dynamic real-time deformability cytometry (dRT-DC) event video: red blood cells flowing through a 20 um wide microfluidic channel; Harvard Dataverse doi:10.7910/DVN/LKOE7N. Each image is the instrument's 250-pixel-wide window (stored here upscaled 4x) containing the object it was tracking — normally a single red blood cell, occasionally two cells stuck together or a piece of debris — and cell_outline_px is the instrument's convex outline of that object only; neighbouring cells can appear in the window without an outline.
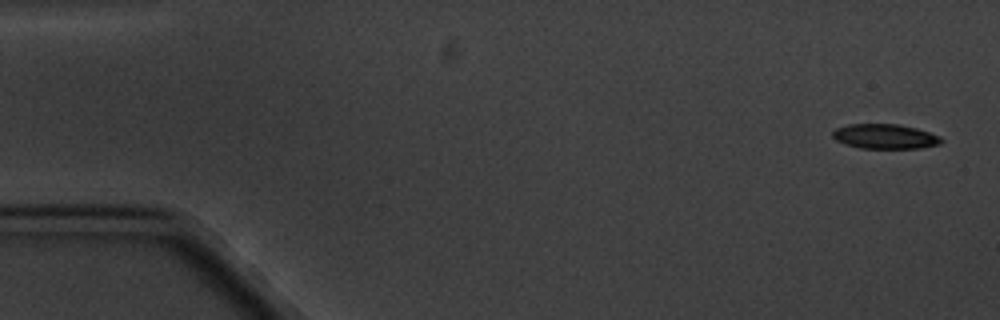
{"species": "common noctule bat (a hibernating species)", "species_latin": "Nyctalus noctula", "temperature_condition": "cold", "stored_images_in_passage": 5, "segment_of_instrument_passage": [2, 2], "camera_frame_rate_fps": 3000, "um_per_image_px": 0.085, "animal": {"sex": "male", "body_mass_g": 20.1, "forearm_length_mm": 53.5}, "frame": {"image": 1, "passage_image": 5, "time_ms": 4.667, "image_size_px": [1000, 320], "cell_outline_px": [[944, 140], [940, 144], [920, 148], [860, 148], [844, 144], [836, 140], [832, 136], [832, 132], [836, 128], [848, 124], [896, 124], [916, 128], [940, 136]], "centroid_in_image_um": [75.21, 11.6], "position_along_channel_um": 9.8, "area_um2": 15.66}}